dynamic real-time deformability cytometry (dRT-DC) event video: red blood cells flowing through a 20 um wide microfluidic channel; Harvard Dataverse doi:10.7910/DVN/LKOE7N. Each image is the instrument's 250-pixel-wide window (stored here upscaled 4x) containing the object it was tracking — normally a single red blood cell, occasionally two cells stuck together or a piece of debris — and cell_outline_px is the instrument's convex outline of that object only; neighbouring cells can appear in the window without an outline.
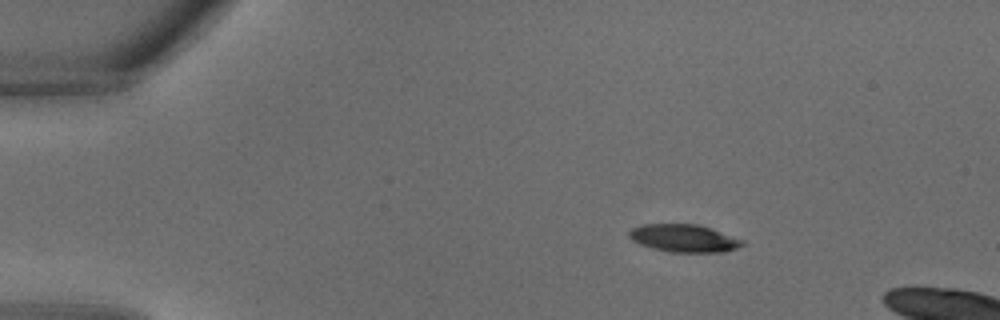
{"species": "common noctule bat (a hibernating species)", "species_latin": "Nyctalus noctula", "temperature_condition": "warm", "stored_images_in_passage": 28, "camera_frame_rate_fps": 3000, "um_per_image_px": 0.085, "animal": {"sex": "male", "body_mass_g": 18.8}, "frame": {"image": 1, "passage_image": 1, "time_ms": 0.0, "image_size_px": [1000, 320], "cell_outline_px": [[744, 244], [736, 248], [724, 252], [668, 252], [652, 248], [640, 244], [632, 240], [628, 236], [628, 232], [632, 228], [644, 224], [696, 224], [744, 240]], "centroid_in_image_um": [58.1, 20.26], "position_along_channel_um": 26.9, "area_um2": 18.09}}
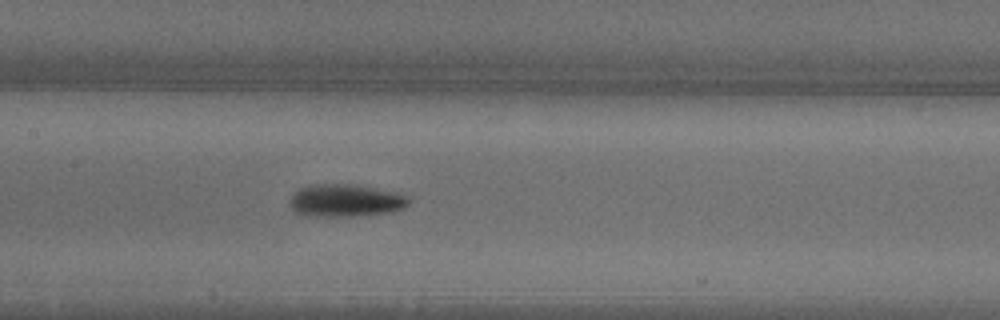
{"frame": {"image": 2, "passage_image": 12, "time_ms": 3.667, "image_size_px": [1000, 320], "cell_outline_px": [[412, 200], [404, 208], [392, 212], [352, 216], [328, 216], [296, 212], [292, 208], [288, 200], [300, 188], [312, 184], [356, 184], [396, 192], [408, 196]], "centroid_in_image_um": [29.44, 17.02], "position_along_channel_um": 178.0, "area_um2": 22.43}}
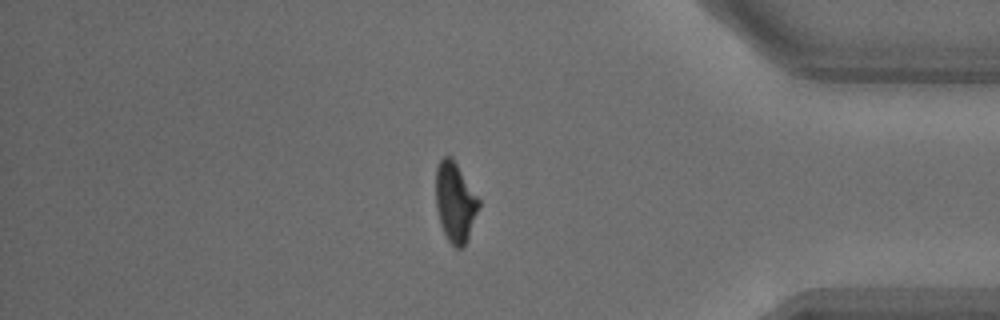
{"frame": {"image": 3, "passage_image": 24, "time_ms": 7.667, "image_size_px": [1000, 320], "cell_outline_px": [[480, 204], [468, 240], [460, 248], [456, 248], [448, 240], [440, 224], [436, 204], [436, 168], [440, 160], [444, 156], [452, 156], [480, 200]], "centroid_in_image_um": [38.69, 17.17], "position_along_channel_um": 396.5, "area_um2": 19.88}}